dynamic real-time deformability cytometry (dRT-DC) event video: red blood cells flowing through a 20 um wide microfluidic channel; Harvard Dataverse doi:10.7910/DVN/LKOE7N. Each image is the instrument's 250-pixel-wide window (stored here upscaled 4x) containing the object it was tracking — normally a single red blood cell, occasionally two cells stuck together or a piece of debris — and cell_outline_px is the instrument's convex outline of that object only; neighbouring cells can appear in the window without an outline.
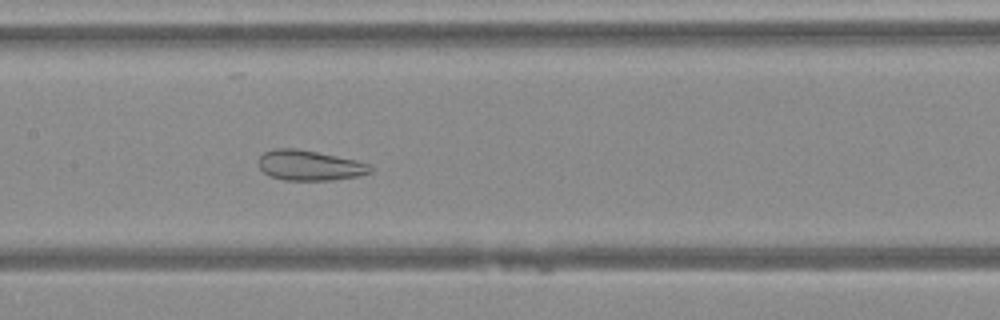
{"species": "Egyptian fruit bat (a non-hibernating species)", "species_latin": "Rousettus aegyptiacus", "temperature_condition": "warm", "stored_images_in_passage": 49, "camera_frame_rate_fps": 3000, "um_per_image_px": 0.085, "animal": {"sex": "female"}, "frame": {"image": 1, "passage_image": 24, "time_ms": 7.667, "image_size_px": [1000, 320], "cell_outline_px": [[372, 172], [360, 176], [332, 180], [284, 180], [268, 176], [256, 164], [260, 156], [264, 152], [272, 148], [296, 148], [356, 160], [372, 164]], "centroid_in_image_um": [26.3, 14.06], "position_along_channel_um": 181.1, "area_um2": 19.94}}
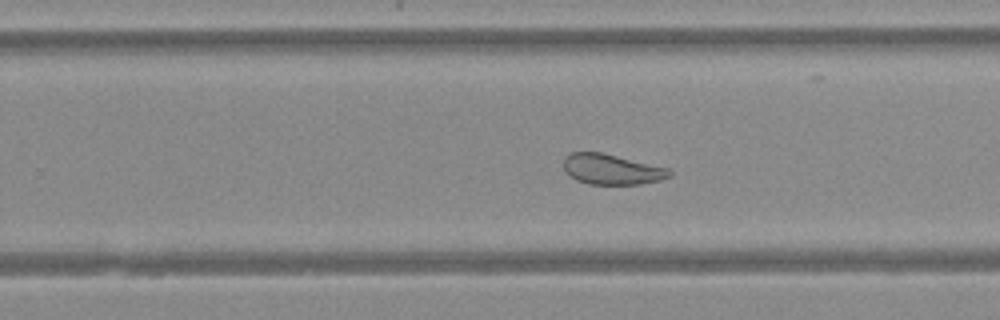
{"frame": {"image": 2, "passage_image": 31, "time_ms": 10.0, "image_size_px": [1000, 320], "cell_outline_px": [[672, 176], [660, 180], [640, 184], [588, 184], [576, 180], [564, 168], [564, 156], [572, 152], [600, 152], [668, 168], [672, 172]], "centroid_in_image_um": [52.0, 14.39], "position_along_channel_um": 277.8, "area_um2": 18.55}}
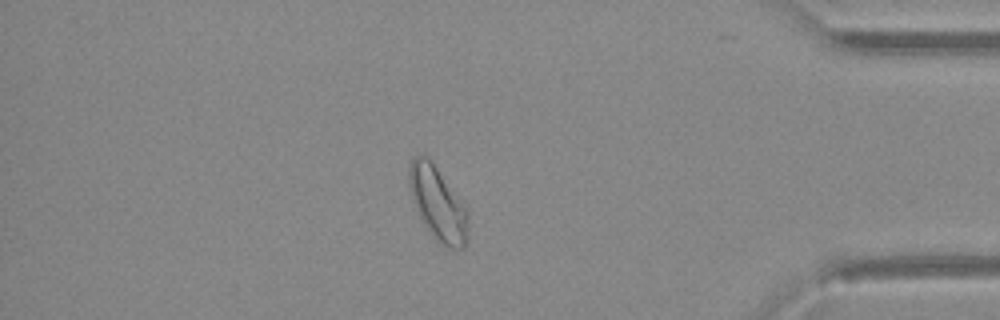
{"frame": {"image": 3, "passage_image": 42, "time_ms": 13.667, "image_size_px": [1000, 320], "cell_outline_px": [[468, 236], [464, 248], [448, 248], [440, 244], [436, 240], [420, 216], [412, 200], [408, 184], [408, 168], [412, 156], [424, 156], [436, 168], [468, 212]], "centroid_in_image_um": [37.19, 17.34], "position_along_channel_um": 398.0, "area_um2": 24.62}}